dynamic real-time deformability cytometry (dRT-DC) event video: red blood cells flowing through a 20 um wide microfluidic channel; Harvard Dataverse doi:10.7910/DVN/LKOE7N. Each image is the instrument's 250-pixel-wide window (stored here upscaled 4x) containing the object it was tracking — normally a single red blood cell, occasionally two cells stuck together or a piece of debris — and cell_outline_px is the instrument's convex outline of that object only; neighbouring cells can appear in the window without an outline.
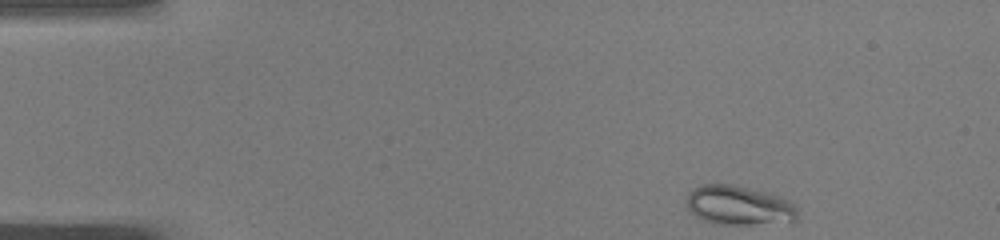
{"species": "common noctule bat (a hibernating species)", "species_latin": "Nyctalus noctula", "temperature_condition": "warm", "stored_images_in_passage": 44, "camera_frame_rate_fps": 3000, "um_per_image_px": 0.085, "animal": {"sex": "male", "body_mass_g": 19.0, "forearm_length_mm": 50.8}, "frame": {"image": 1, "passage_image": 1, "time_ms": 0.0, "image_size_px": [1000, 240], "cell_outline_px": [[796, 220], [752, 224], [716, 224], [704, 220], [696, 216], [688, 208], [688, 196], [696, 188], [704, 184], [732, 184], [772, 192], [788, 200], [796, 208]], "centroid_in_image_um": [62.83, 17.44], "position_along_channel_um": 22.2, "area_um2": 25.09}}
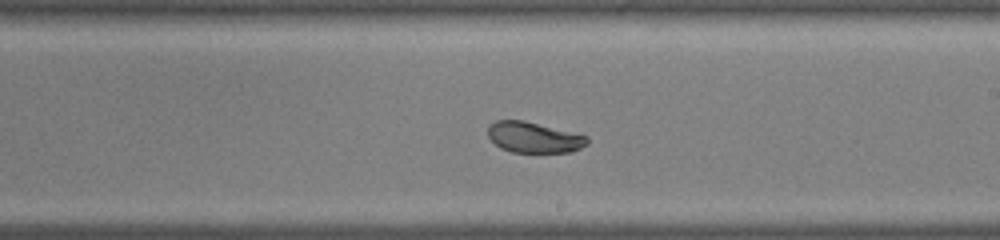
{"frame": {"image": 2, "passage_image": 24, "time_ms": 7.667, "image_size_px": [1000, 240], "cell_outline_px": [[588, 144], [572, 152], [512, 152], [500, 148], [488, 136], [488, 128], [496, 120], [524, 120], [588, 136]], "centroid_in_image_um": [45.39, 11.68], "position_along_channel_um": 243.6, "area_um2": 17.69}}
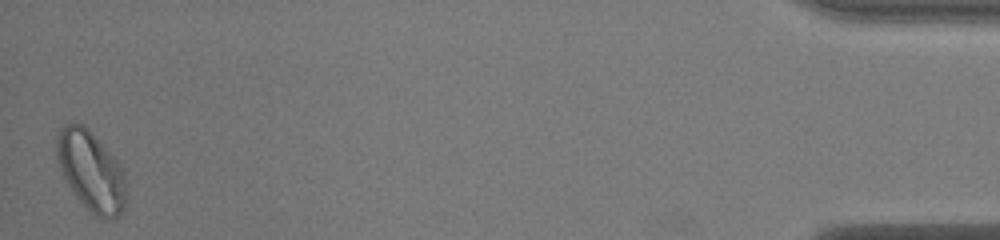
{"frame": {"image": 3, "passage_image": 44, "time_ms": 14.333, "image_size_px": [1000, 240], "cell_outline_px": [[124, 208], [116, 216], [108, 220], [104, 220], [96, 216], [76, 196], [68, 184], [60, 168], [56, 156], [56, 136], [60, 128], [64, 124], [72, 120], [84, 124], [88, 128], [116, 160], [124, 172]], "centroid_in_image_um": [7.69, 14.48], "position_along_channel_um": 427.5, "area_um2": 31.96}, "authors_computed_cell_mechanics": {"area_um2": 22.0507, "velocity_mm_per_s": 4.0401, "shape_relaxation_time_tau1_ms": 5.2977, "shape_relaxation_time_tau2_ms": null, "deformation_change_tau1": 0.1162, "deformation_change_tau2": null}}